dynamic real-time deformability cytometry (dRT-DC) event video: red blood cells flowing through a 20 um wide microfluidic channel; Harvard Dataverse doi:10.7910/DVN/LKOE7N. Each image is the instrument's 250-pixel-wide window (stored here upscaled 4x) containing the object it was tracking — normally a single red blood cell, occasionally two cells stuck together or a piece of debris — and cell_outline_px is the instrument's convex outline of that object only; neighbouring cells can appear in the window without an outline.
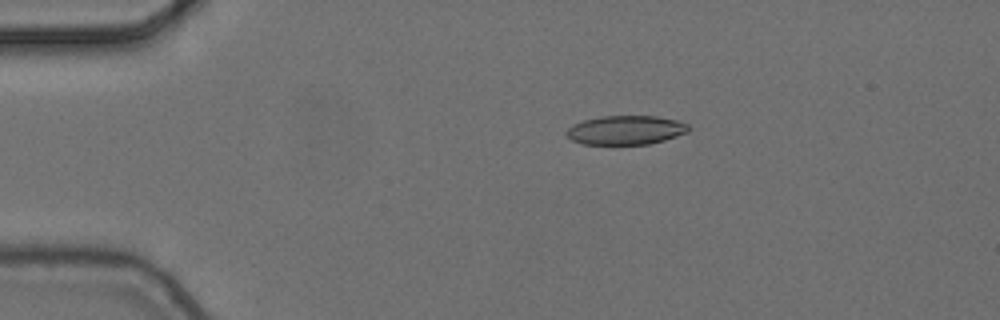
{"species": "common noctule bat (a hibernating species)", "species_latin": "Nyctalus noctula", "temperature_condition": "cold", "stored_images_in_passage": 5, "camera_frame_rate_fps": 3000, "um_per_image_px": 0.085, "animal": {"sex": "female", "body_mass_g": 24.6, "forearm_length_mm": 56.2}, "frame": {"image": 1, "passage_image": 4, "time_ms": 1.0, "image_size_px": [1000, 320], "cell_outline_px": [[692, 128], [688, 132], [664, 140], [648, 144], [584, 144], [572, 140], [564, 132], [572, 124], [584, 120], [604, 116], [656, 116], [676, 120], [688, 124]], "centroid_in_image_um": [53.2, 11.05], "position_along_channel_um": 31.8, "area_um2": 20.63}}